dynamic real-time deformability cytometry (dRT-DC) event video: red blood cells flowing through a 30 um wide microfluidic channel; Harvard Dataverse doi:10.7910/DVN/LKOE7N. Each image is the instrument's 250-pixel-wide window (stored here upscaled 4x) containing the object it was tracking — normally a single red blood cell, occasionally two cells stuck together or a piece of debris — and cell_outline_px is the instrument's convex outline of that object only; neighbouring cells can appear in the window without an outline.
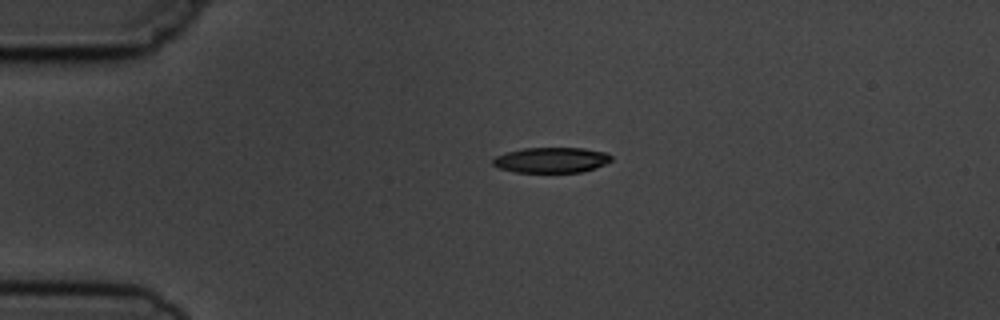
{"species": "common noctule bat (a hibernating species)", "species_latin": "Nyctalus noctula", "temperature_condition": "cold", "stored_images_in_passage": 2, "camera_frame_rate_fps": 3000, "um_per_image_px": 0.085, "animal": {"sex": "male", "body_mass_g": 19.5, "forearm_length_mm": 54.6}, "frame": {"image": 1, "passage_image": 1, "time_ms": 0.0, "image_size_px": [1000, 320], "cell_outline_px": [[612, 160], [596, 168], [580, 172], [516, 172], [500, 168], [492, 164], [492, 160], [496, 156], [504, 152], [524, 148], [584, 148], [608, 152], [612, 156]], "centroid_in_image_um": [46.88, 13.59], "position_along_channel_um": 38.1, "area_um2": 17.63}}